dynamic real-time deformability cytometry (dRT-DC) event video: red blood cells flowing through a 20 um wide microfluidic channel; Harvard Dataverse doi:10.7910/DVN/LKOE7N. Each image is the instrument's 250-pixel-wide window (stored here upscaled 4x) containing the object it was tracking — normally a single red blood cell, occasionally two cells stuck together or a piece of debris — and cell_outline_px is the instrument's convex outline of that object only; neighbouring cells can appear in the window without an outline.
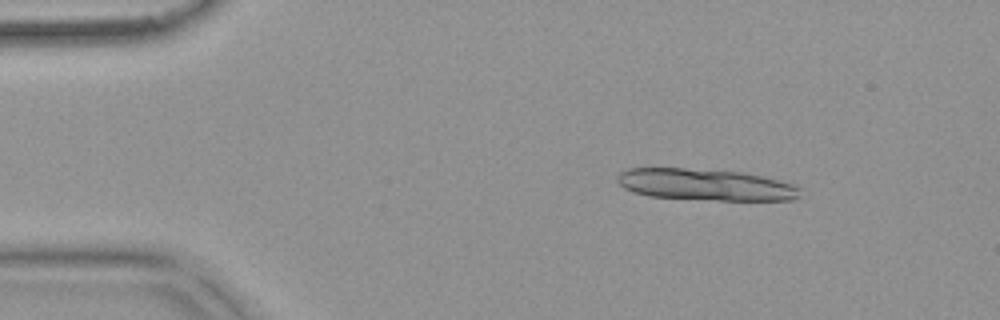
{"species": "common noctule bat (a hibernating species)", "species_latin": "Nyctalus noctula", "temperature_condition": "warm", "stored_images_in_passage": 14, "camera_frame_rate_fps": 3000, "um_per_image_px": 0.085, "animal": {"sex": "female", "body_mass_g": 18.4}, "frame": {"image": 1, "passage_image": 7, "time_ms": 2.0, "image_size_px": [1000, 320], "cell_outline_px": [[800, 196], [792, 200], [720, 200], [648, 196], [632, 192], [624, 188], [616, 180], [616, 176], [620, 172], [628, 168], [684, 168], [744, 172], [792, 184], [800, 188]], "centroid_in_image_um": [59.92, 15.69], "position_along_channel_um": 25.1, "area_um2": 33.52}}